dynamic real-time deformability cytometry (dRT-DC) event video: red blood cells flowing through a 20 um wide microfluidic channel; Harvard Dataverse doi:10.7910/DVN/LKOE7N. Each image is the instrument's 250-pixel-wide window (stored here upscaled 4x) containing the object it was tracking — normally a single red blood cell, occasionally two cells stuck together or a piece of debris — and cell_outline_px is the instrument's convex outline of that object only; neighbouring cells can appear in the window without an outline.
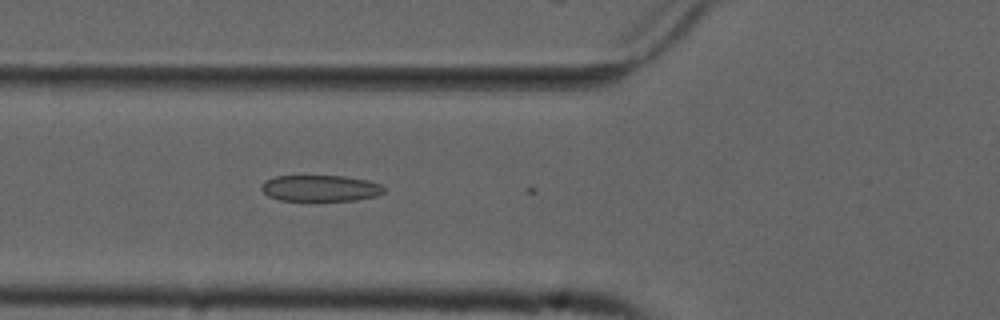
{"species": "common noctule bat (a hibernating species)", "species_latin": "Nyctalus noctula", "temperature_condition": "cold", "stored_images_in_passage": 5, "camera_frame_rate_fps": 3000, "um_per_image_px": 0.085, "animal": {"sex": "male", "forearm_length_mm": 52.5}, "frame": {"image": 1, "passage_image": 4, "time_ms": 1.0, "image_size_px": [1000, 320], "cell_outline_px": [[384, 192], [376, 196], [356, 200], [280, 200], [268, 196], [260, 188], [260, 184], [264, 180], [276, 176], [344, 176], [368, 180], [380, 184], [384, 188]], "centroid_in_image_um": [27.21, 15.99], "position_along_channel_um": 98.6, "area_um2": 18.73}}